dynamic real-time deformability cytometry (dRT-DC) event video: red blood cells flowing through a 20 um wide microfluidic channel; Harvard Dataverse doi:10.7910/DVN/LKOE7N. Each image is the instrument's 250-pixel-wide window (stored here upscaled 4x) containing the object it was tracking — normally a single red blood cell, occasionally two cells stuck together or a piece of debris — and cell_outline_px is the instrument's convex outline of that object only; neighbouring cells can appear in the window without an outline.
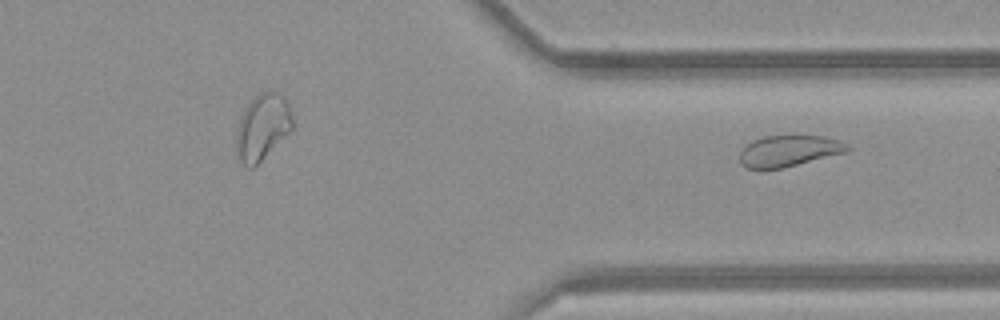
{"species": "common noctule bat (a hibernating species)", "species_latin": "Nyctalus noctula", "temperature_condition": "room temperature", "stored_images_in_passage": 32, "segment_of_instrument_passage": [2, 2], "camera_frame_rate_fps": 3000, "um_per_image_px": 0.085, "animal": {"sex": "female", "body_mass_g": 21.9}, "frame": {"image": 1, "passage_image": 32, "time_ms": 10.333, "image_size_px": [1000, 320], "cell_outline_px": [[852, 148], [848, 152], [780, 168], [748, 168], [740, 164], [740, 152], [752, 140], [764, 136], [824, 136], [840, 140], [848, 144]], "centroid_in_image_um": [67.1, 12.81], "position_along_channel_um": 344.3, "area_um2": 19.42}}